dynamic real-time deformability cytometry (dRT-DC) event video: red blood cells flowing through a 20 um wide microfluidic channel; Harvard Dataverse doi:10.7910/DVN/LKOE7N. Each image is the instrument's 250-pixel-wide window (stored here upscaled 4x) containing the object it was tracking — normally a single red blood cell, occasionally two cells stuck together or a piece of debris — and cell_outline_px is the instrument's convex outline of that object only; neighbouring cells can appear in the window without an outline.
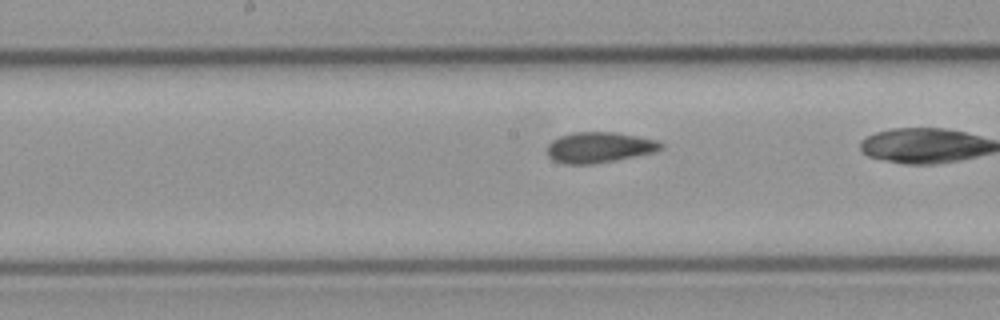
{"species": "common noctule bat (a hibernating species)", "species_latin": "Nyctalus noctula", "temperature_condition": "cold", "stored_images_in_passage": 34, "camera_frame_rate_fps": 3000, "um_per_image_px": 0.085, "animal": {"sex": "male", "body_mass_g": 23.1, "forearm_length_mm": 52.7}, "frame": {"image": 1, "passage_image": 20, "time_ms": 6.333, "image_size_px": [1000, 320], "cell_outline_px": [[664, 148], [656, 152], [616, 160], [592, 164], [564, 164], [552, 160], [548, 156], [548, 144], [552, 140], [560, 136], [572, 132], [616, 132], [660, 140], [664, 144]], "centroid_in_image_um": [50.98, 12.52], "position_along_channel_um": 197.2, "area_um2": 20.63}}